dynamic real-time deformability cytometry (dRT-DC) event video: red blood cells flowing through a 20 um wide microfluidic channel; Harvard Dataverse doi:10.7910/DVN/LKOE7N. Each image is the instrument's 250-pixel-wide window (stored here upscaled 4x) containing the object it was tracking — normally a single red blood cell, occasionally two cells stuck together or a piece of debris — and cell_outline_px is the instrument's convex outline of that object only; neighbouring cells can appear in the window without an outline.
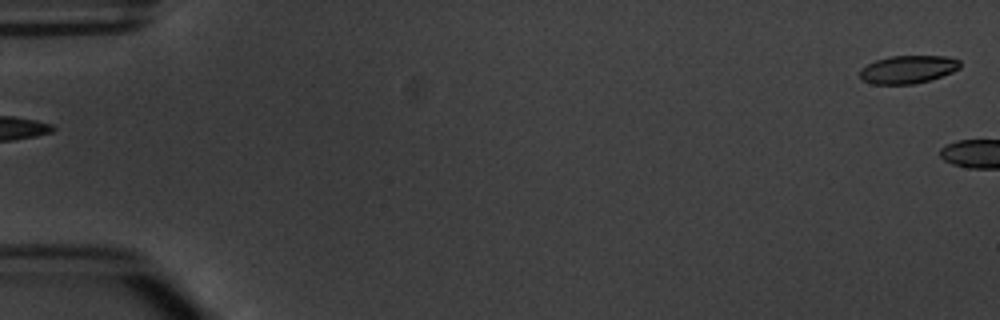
{"species": "common noctule bat (a hibernating species)", "species_latin": "Nyctalus noctula", "temperature_condition": "warm", "stored_images_in_passage": 6, "camera_frame_rate_fps": 3000, "um_per_image_px": 0.085, "animal": {"sex": "male", "body_mass_g": 20.1, "forearm_length_mm": 53.5}, "frame": {"image": 1, "passage_image": 1, "time_ms": 0.0, "image_size_px": [1000, 320], "cell_outline_px": [[960, 68], [952, 72], [928, 80], [912, 84], [872, 84], [860, 80], [860, 68], [876, 60], [892, 56], [944, 56], [960, 60]], "centroid_in_image_um": [77.14, 5.9], "position_along_channel_um": 7.9, "area_um2": 16.24}}
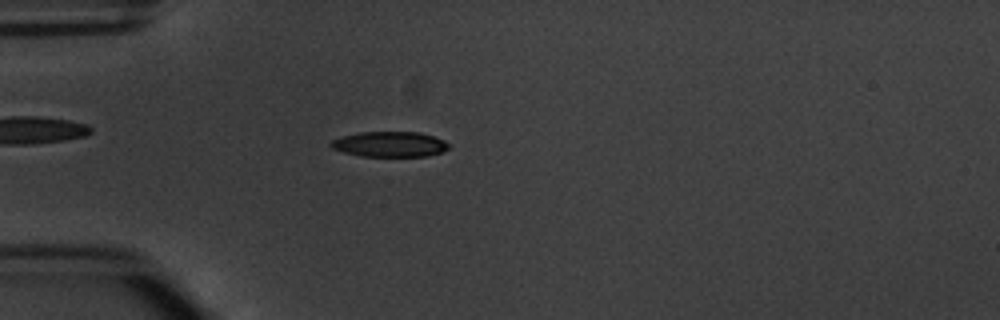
{"frame": {"image": 2, "passage_image": 6, "time_ms": 6.0, "image_size_px": [1000, 320], "cell_outline_px": [[448, 148], [444, 152], [428, 156], [360, 156], [344, 152], [332, 148], [328, 144], [332, 140], [344, 136], [360, 132], [420, 132], [444, 140], [448, 144]], "centroid_in_image_um": [33.14, 12.26], "position_along_channel_um": 51.9, "area_um2": 17.34}}